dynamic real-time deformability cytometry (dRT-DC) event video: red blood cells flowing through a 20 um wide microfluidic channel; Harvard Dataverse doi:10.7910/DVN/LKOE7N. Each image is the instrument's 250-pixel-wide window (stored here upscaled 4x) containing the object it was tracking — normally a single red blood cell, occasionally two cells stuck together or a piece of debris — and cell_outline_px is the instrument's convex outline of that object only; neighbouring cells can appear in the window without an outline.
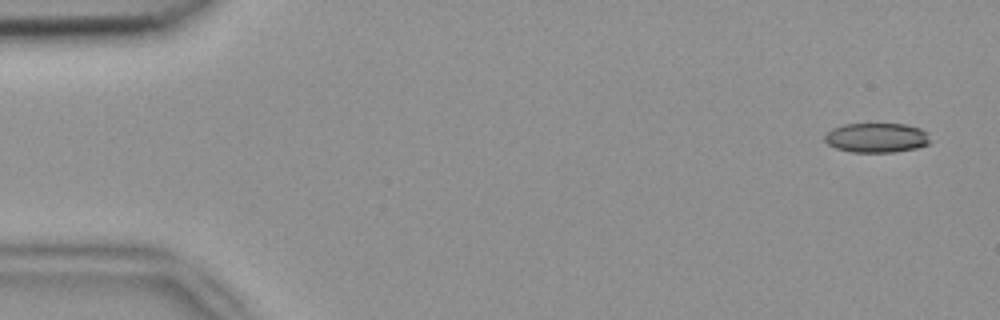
{"species": "common noctule bat (a hibernating species)", "species_latin": "Nyctalus noctula", "temperature_condition": "room temperature", "stored_images_in_passage": 5, "camera_frame_rate_fps": 3000, "um_per_image_px": 0.085, "animal": {"sex": "female", "body_mass_g": 18.4}, "frame": {"image": 1, "passage_image": 1, "time_ms": 0.0, "image_size_px": [1000, 320], "cell_outline_px": [[932, 140], [928, 144], [916, 148], [892, 152], [852, 152], [836, 148], [828, 144], [824, 140], [824, 136], [832, 128], [844, 124], [904, 124], [920, 128], [928, 132]], "centroid_in_image_um": [74.53, 11.7], "position_along_channel_um": 10.5, "area_um2": 18.26}}